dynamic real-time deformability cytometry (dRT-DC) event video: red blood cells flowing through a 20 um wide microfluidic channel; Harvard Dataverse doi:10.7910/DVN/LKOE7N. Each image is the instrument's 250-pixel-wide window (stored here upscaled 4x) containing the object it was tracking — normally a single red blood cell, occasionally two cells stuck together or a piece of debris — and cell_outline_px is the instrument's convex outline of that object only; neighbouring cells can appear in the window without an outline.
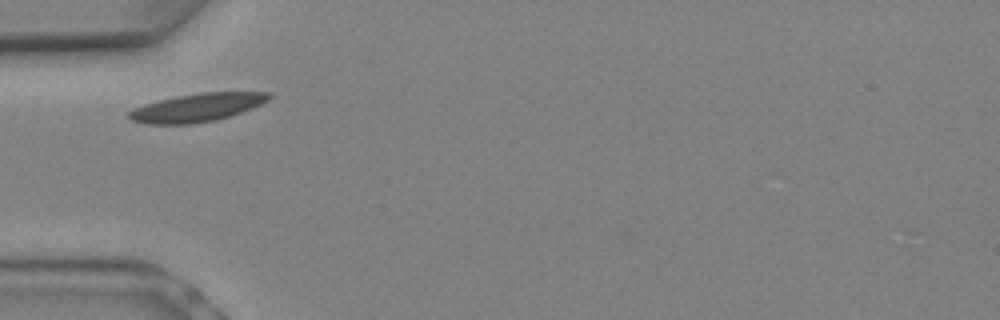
{"species": "Egyptian fruit bat (a non-hibernating species)", "species_latin": "Rousettus aegyptiacus", "temperature_condition": "warm", "stored_images_in_passage": 2, "camera_frame_rate_fps": 3000, "um_per_image_px": 0.085, "animal": {"sex": "female"}, "frame": {"image": 1, "passage_image": 1, "time_ms": 0.0, "image_size_px": [1000, 320], "cell_outline_px": [[272, 96], [268, 100], [260, 104], [240, 112], [228, 116], [212, 120], [192, 124], [148, 124], [132, 120], [128, 116], [128, 112], [132, 108], [144, 104], [176, 96], [200, 92], [272, 92]], "centroid_in_image_um": [16.72, 9.13], "position_along_channel_um": 68.3, "area_um2": 22.77}}